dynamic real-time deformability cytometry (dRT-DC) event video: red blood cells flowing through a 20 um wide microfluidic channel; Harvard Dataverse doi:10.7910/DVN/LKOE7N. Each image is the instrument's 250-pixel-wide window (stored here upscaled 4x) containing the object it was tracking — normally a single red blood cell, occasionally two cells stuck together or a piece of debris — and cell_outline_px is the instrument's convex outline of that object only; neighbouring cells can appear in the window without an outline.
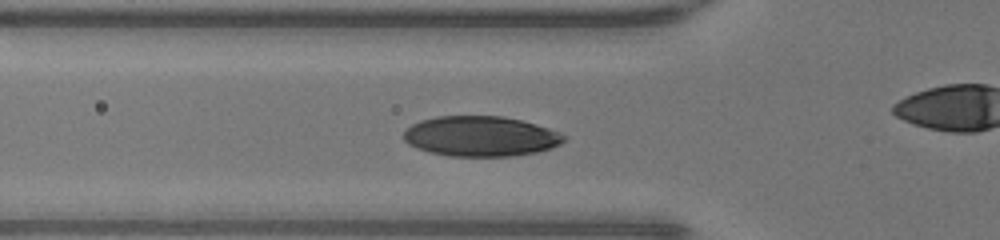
{"species": "human", "species_latin": "Homo sapiens", "temperature_condition": "warm", "stored_images_in_passage": 36, "camera_frame_rate_fps": 3000, "um_per_image_px": 0.085, "donor": {"sex": "male"}, "frame": {"image": 1, "passage_image": 10, "time_ms": 3.0, "image_size_px": [1000, 240], "cell_outline_px": [[568, 136], [560, 144], [552, 148], [536, 152], [512, 156], [448, 156], [428, 152], [416, 148], [408, 144], [404, 140], [404, 132], [412, 124], [420, 120], [436, 116], [504, 116], [536, 124], [548, 128]], "centroid_in_image_um": [40.85, 11.58], "position_along_channel_um": 85.0, "area_um2": 37.69}}
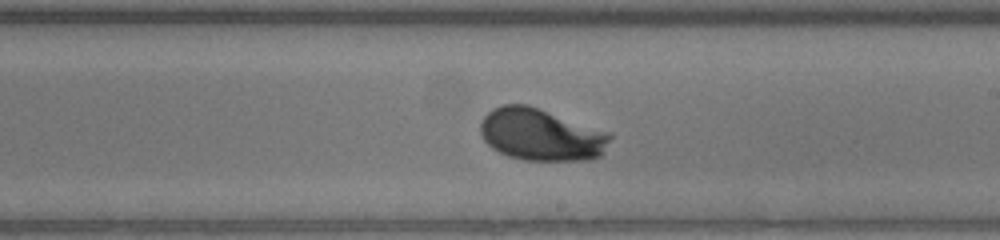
{"frame": {"image": 2, "passage_image": 21, "time_ms": 6.667, "image_size_px": [1000, 240], "cell_outline_px": [[612, 136], [604, 152], [600, 156], [592, 160], [524, 160], [508, 156], [492, 148], [484, 140], [480, 132], [480, 124], [484, 116], [492, 108], [504, 104], [528, 104], [612, 132]], "centroid_in_image_um": [46.02, 11.43], "position_along_channel_um": 243.0, "area_um2": 39.82}}
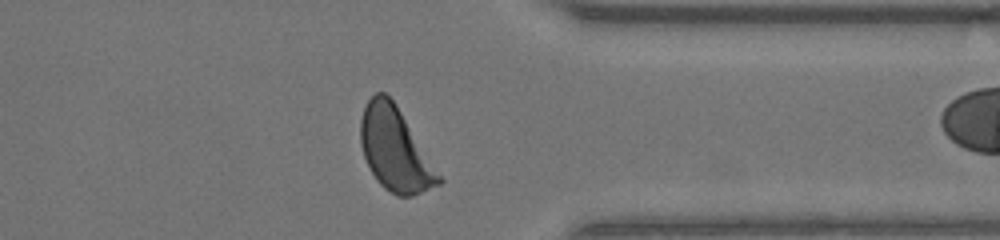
{"frame": {"image": 3, "passage_image": 31, "time_ms": 10.0, "image_size_px": [1000, 240], "cell_outline_px": [[444, 180], [440, 184], [412, 196], [400, 196], [384, 188], [376, 180], [364, 156], [360, 144], [360, 120], [364, 108], [368, 100], [376, 92], [384, 92], [396, 104]], "centroid_in_image_um": [33.57, 12.7], "position_along_channel_um": 377.8, "area_um2": 37.51}, "authors_computed_cell_mechanics": {"area_um2": 37.5989, "velocity_mm_per_s": 4.2936, "shape_relaxation_time_tau1_ms": 1.7596, "shape_relaxation_time_tau2_ms": null, "deformation_change_tau1": 0.1331, "deformation_change_tau2": null}}